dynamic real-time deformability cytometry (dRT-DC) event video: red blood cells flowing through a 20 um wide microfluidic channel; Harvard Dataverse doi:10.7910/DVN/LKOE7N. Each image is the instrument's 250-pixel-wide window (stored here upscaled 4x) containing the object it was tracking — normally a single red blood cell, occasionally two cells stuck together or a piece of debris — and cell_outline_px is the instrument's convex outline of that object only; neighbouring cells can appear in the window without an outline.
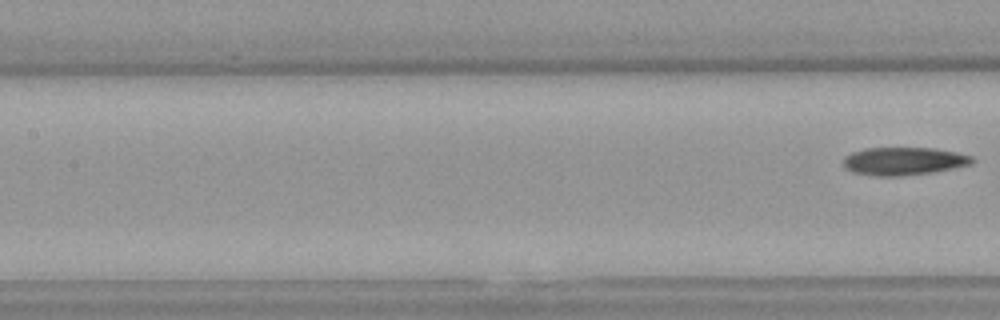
{"species": "Egyptian fruit bat (a non-hibernating species)", "species_latin": "Rousettus aegyptiacus", "temperature_condition": "warm", "stored_images_in_passage": 6, "segment_of_instrument_passage": [2, 2], "camera_frame_rate_fps": 3000, "um_per_image_px": 0.085, "animal": {"sex": "female"}, "frame": {"image": 1, "passage_image": 6, "time_ms": 1.667, "image_size_px": [1000, 320], "cell_outline_px": [[976, 160], [972, 164], [932, 172], [900, 176], [876, 176], [852, 172], [844, 168], [844, 156], [852, 152], [864, 148], [936, 148], [956, 152], [972, 156]], "centroid_in_image_um": [76.81, 13.69], "position_along_channel_um": 130.6, "area_um2": 21.04}}